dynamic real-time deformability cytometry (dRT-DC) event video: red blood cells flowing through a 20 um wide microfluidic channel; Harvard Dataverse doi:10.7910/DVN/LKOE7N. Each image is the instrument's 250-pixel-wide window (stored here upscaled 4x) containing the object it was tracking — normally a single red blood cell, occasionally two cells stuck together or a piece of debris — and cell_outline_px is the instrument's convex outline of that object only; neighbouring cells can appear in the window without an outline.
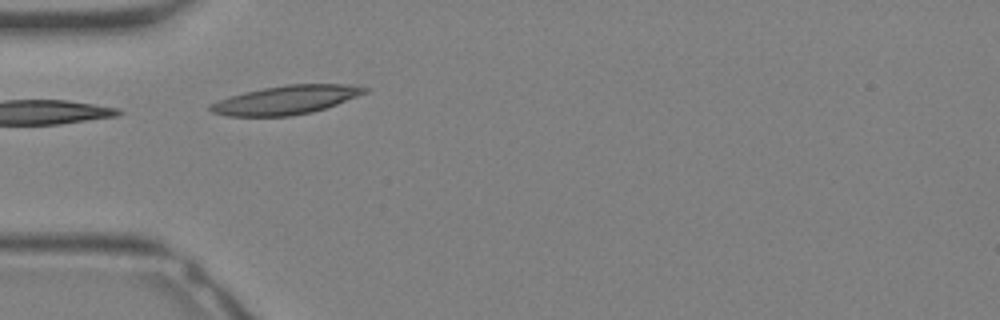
{"species": "Egyptian fruit bat (a non-hibernating species)", "species_latin": "Rousettus aegyptiacus", "temperature_condition": "warm", "stored_images_in_passage": 3, "camera_frame_rate_fps": 3000, "um_per_image_px": 0.085, "animal": {"sex": "female"}, "frame": {"image": 1, "passage_image": 1, "time_ms": 0.0, "image_size_px": [1000, 320], "cell_outline_px": [[368, 92], [336, 104], [312, 112], [292, 116], [228, 116], [212, 112], [208, 108], [208, 104], [244, 92], [264, 88], [288, 84], [344, 84], [368, 88]], "centroid_in_image_um": [24.3, 8.5], "position_along_channel_um": 60.7, "area_um2": 25.55}}
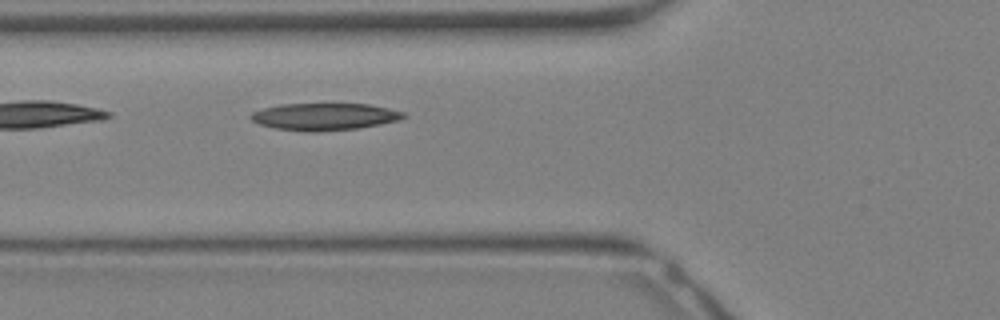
{"frame": {"image": 2, "passage_image": 3, "time_ms": 0.667, "image_size_px": [1000, 320], "cell_outline_px": [[408, 116], [400, 120], [380, 124], [356, 128], [316, 132], [304, 132], [276, 128], [260, 124], [252, 120], [248, 116], [252, 112], [264, 108], [280, 104], [368, 104], [388, 108], [404, 112]], "centroid_in_image_um": [27.58, 9.91], "position_along_channel_um": 98.2, "area_um2": 24.1}}